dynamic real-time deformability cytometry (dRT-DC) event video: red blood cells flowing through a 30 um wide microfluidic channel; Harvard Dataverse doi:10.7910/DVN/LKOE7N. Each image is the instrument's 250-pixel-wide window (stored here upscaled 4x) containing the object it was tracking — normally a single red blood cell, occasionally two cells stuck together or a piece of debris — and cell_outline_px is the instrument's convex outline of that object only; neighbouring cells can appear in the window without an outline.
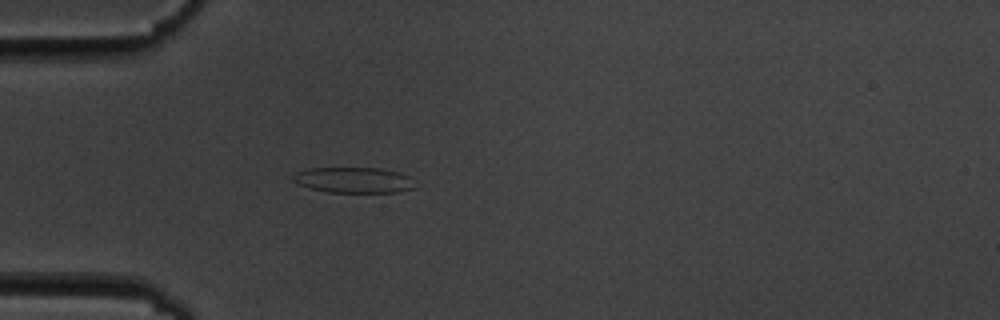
{"species": "common noctule bat (a hibernating species)", "species_latin": "Nyctalus noctula", "temperature_condition": "cold", "stored_images_in_passage": 3, "camera_frame_rate_fps": 3000, "um_per_image_px": 0.085, "animal": {"sex": "male", "body_mass_g": 19.5, "forearm_length_mm": 54.6}, "frame": {"image": 1, "passage_image": 3, "time_ms": 2.333, "image_size_px": [1000, 320], "cell_outline_px": [[416, 188], [396, 192], [328, 192], [296, 184], [292, 180], [292, 176], [296, 172], [308, 168], [380, 168], [400, 172], [412, 176]], "centroid_in_image_um": [30.1, 15.3], "position_along_channel_um": 54.9, "area_um2": 18.44}}